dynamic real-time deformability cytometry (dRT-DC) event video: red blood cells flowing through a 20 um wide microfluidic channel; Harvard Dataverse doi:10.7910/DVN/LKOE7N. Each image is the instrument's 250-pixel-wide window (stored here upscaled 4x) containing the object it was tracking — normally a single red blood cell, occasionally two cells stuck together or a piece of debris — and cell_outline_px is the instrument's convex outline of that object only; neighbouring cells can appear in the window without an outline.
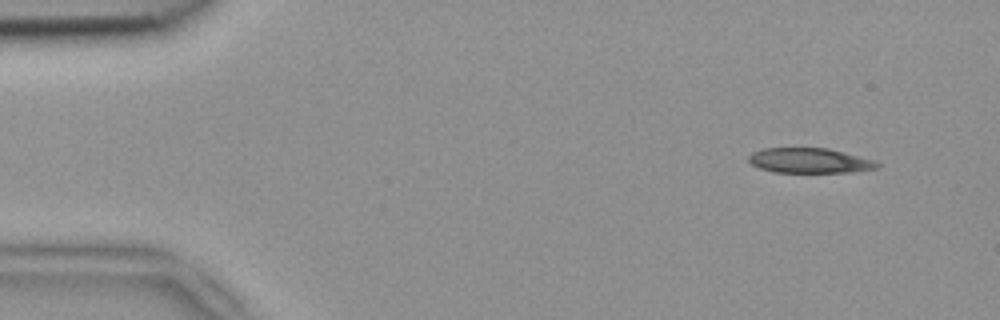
{"species": "common noctule bat (a hibernating species)", "species_latin": "Nyctalus noctula", "temperature_condition": "room temperature", "stored_images_in_passage": 6, "segment_of_instrument_passage": [2, 2], "camera_frame_rate_fps": 3000, "um_per_image_px": 0.085, "animal": {"sex": "female", "body_mass_g": 18.4}, "frame": {"image": 1, "passage_image": 6, "time_ms": 1.667, "image_size_px": [1000, 320], "cell_outline_px": [[880, 168], [848, 172], [772, 172], [760, 168], [752, 164], [748, 160], [748, 156], [752, 152], [764, 148], [828, 148], [872, 160], [880, 164]], "centroid_in_image_um": [68.78, 13.65], "position_along_channel_um": 16.2, "area_um2": 18.55}}